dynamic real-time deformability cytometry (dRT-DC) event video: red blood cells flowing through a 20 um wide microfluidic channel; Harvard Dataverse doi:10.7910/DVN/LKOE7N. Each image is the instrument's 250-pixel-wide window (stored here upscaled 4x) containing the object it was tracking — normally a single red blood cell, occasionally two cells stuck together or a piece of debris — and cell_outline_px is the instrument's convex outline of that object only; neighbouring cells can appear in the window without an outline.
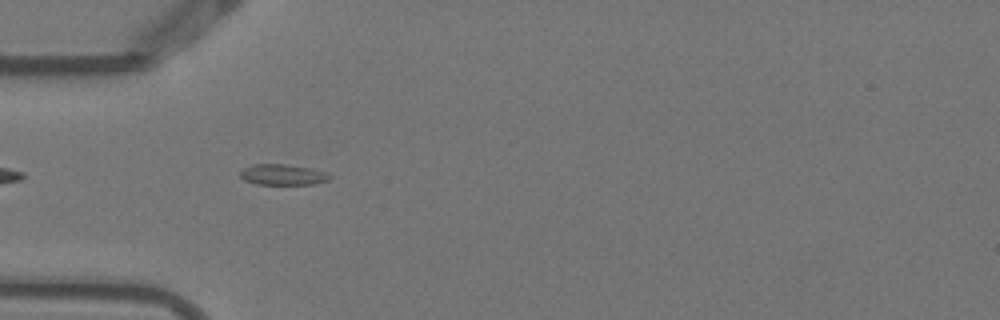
{"species": "Egyptian fruit bat (a non-hibernating species)", "species_latin": "Rousettus aegyptiacus", "temperature_condition": "warm", "stored_images_in_passage": 3, "camera_frame_rate_fps": 3000, "um_per_image_px": 0.085, "animal": {"sex": "female"}, "frame": {"image": 1, "passage_image": 2, "time_ms": 0.333, "image_size_px": [1000, 320], "cell_outline_px": [[332, 176], [328, 180], [312, 184], [256, 184], [244, 180], [240, 176], [240, 172], [244, 168], [252, 164], [288, 164], [312, 168], [328, 172]], "centroid_in_image_um": [24.05, 14.83], "position_along_channel_um": 60.9, "area_um2": 10.92}}